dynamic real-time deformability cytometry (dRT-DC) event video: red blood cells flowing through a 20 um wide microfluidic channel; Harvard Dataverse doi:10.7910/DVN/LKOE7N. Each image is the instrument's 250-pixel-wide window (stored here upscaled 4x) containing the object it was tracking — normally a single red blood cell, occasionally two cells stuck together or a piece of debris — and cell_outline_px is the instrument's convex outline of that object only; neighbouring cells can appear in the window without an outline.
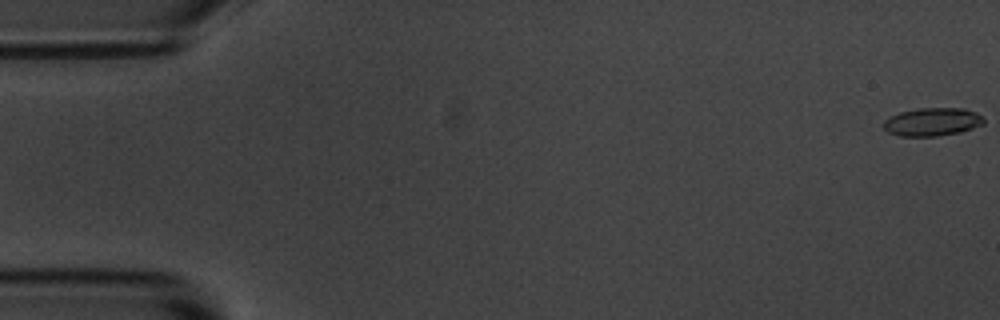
{"species": "common noctule bat (a hibernating species)", "species_latin": "Nyctalus noctula", "temperature_condition": "room temperature", "stored_images_in_passage": 16, "camera_frame_rate_fps": 3000, "um_per_image_px": 0.085, "animal": {"sex": "male", "body_mass_g": 20.1, "forearm_length_mm": 53.5}, "frame": {"image": 1, "passage_image": 1, "time_ms": 0.0, "image_size_px": [1000, 320], "cell_outline_px": [[984, 124], [960, 132], [936, 136], [900, 136], [888, 132], [884, 128], [884, 120], [900, 112], [916, 108], [964, 108], [976, 112], [984, 116]], "centroid_in_image_um": [79.28, 10.35], "position_along_channel_um": 5.7, "area_um2": 16.47}}
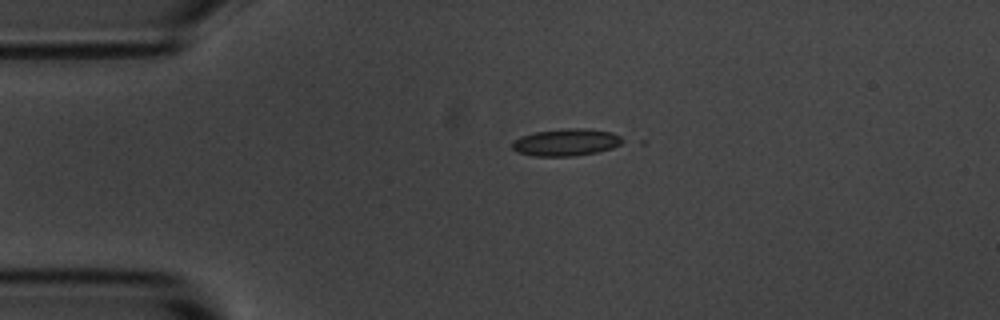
{"frame": {"image": 2, "passage_image": 13, "time_ms": 4.0, "image_size_px": [1000, 320], "cell_outline_px": [[628, 140], [612, 148], [596, 152], [572, 156], [532, 156], [516, 152], [512, 148], [512, 140], [520, 136], [536, 132], [568, 128], [584, 128], [612, 132]], "centroid_in_image_um": [48.12, 12.09], "position_along_channel_um": 36.9, "area_um2": 17.57}}